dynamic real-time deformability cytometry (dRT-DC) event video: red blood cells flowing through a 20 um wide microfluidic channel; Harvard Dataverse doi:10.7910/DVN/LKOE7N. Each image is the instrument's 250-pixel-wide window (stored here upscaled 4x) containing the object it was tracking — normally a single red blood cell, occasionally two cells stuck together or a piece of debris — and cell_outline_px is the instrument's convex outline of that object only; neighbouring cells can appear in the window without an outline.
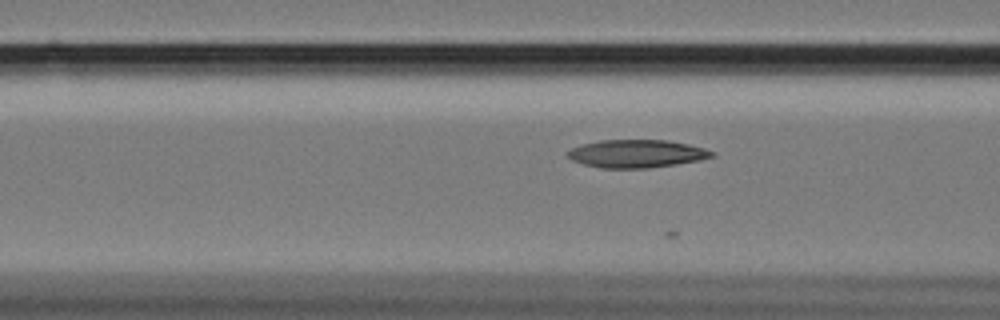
{"species": "Egyptian fruit bat (a non-hibernating species)", "species_latin": "Rousettus aegyptiacus", "temperature_condition": "cold", "stored_images_in_passage": 38, "camera_frame_rate_fps": 3000, "um_per_image_px": 0.085, "animal": {"sex": "female"}, "frame": {"image": 1, "passage_image": 23, "time_ms": 7.333, "image_size_px": [1000, 320], "cell_outline_px": [[716, 156], [700, 160], [676, 164], [648, 168], [600, 168], [584, 164], [572, 160], [568, 156], [568, 152], [572, 148], [580, 144], [600, 140], [668, 140], [688, 144], [704, 148], [716, 152]], "centroid_in_image_um": [54.14, 13.06], "position_along_channel_um": 112.5, "area_um2": 23.52}}